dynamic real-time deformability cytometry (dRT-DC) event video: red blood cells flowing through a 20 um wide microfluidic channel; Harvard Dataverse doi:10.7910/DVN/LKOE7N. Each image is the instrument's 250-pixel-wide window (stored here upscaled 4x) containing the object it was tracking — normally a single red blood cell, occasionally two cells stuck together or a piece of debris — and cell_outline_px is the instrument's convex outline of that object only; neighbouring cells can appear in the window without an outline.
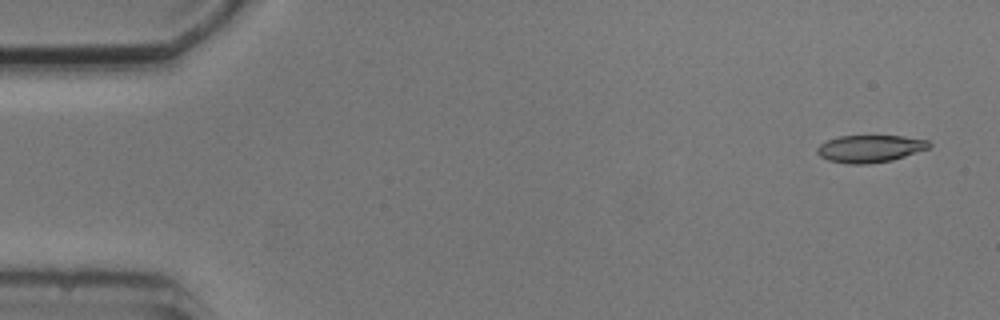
{"species": "common noctule bat (a hibernating species)", "species_latin": "Nyctalus noctula", "temperature_condition": "cold", "stored_images_in_passage": 6, "camera_frame_rate_fps": 3000, "um_per_image_px": 0.085, "animal": {"sex": "male", "body_mass_g": 20.5, "forearm_length_mm": 52.5}, "frame": {"image": 1, "passage_image": 1, "time_ms": 0.0, "image_size_px": [1000, 320], "cell_outline_px": [[932, 144], [928, 148], [892, 160], [868, 164], [848, 164], [828, 160], [820, 156], [816, 152], [816, 148], [820, 144], [828, 140], [840, 136], [904, 136], [928, 140]], "centroid_in_image_um": [73.93, 12.64], "position_along_channel_um": 11.1, "area_um2": 17.74}}
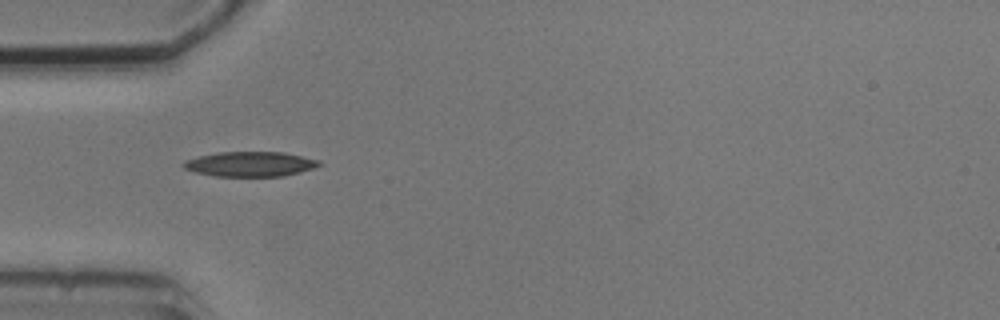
{"frame": {"image": 2, "passage_image": 5, "time_ms": 4.667, "image_size_px": [1000, 320], "cell_outline_px": [[324, 164], [300, 172], [284, 176], [212, 176], [192, 172], [184, 168], [180, 164], [184, 160], [200, 156], [220, 152], [284, 152], [320, 160]], "centroid_in_image_um": [21.25, 13.95], "position_along_channel_um": 63.8, "area_um2": 19.83}}
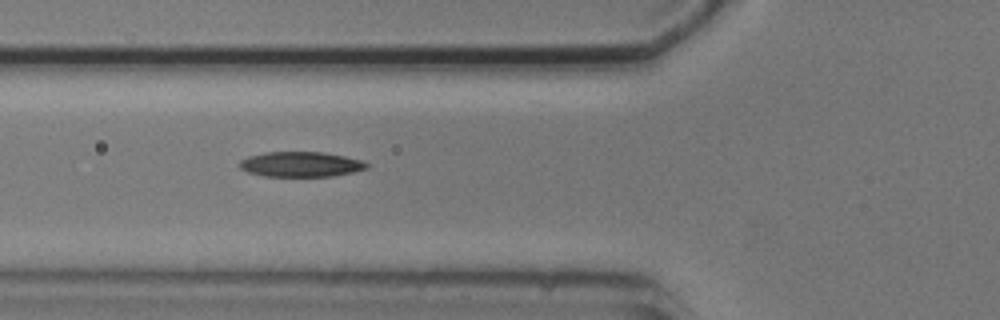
{"frame": {"image": 3, "passage_image": 6, "time_ms": 5.667, "image_size_px": [1000, 320], "cell_outline_px": [[368, 168], [352, 172], [332, 176], [264, 176], [248, 172], [240, 168], [240, 160], [248, 156], [264, 152], [324, 152], [344, 156], [360, 160], [368, 164]], "centroid_in_image_um": [25.54, 13.96], "position_along_channel_um": 100.3, "area_um2": 18.5}}